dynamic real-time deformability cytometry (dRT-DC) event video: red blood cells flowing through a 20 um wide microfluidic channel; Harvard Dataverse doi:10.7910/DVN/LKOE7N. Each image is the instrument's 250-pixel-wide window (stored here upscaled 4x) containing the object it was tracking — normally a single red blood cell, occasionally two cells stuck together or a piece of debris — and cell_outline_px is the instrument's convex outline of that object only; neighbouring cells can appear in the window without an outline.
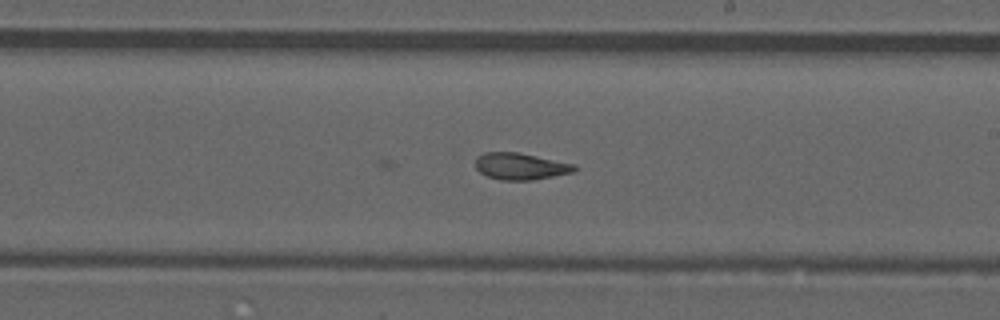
{"species": "common noctule bat (a hibernating species)", "species_latin": "Nyctalus noctula", "temperature_condition": "room temperature", "stored_images_in_passage": 22, "camera_frame_rate_fps": 3000, "um_per_image_px": 0.085, "animal": {"sex": "male", "forearm_length_mm": 52.5}, "frame": {"image": 1, "passage_image": 22, "time_ms": 7.0, "image_size_px": [1000, 320], "cell_outline_px": [[576, 172], [532, 180], [500, 180], [488, 176], [480, 172], [476, 168], [476, 156], [484, 152], [516, 152], [576, 164]], "centroid_in_image_um": [44.25, 14.13], "position_along_channel_um": 244.7, "area_um2": 15.43}}